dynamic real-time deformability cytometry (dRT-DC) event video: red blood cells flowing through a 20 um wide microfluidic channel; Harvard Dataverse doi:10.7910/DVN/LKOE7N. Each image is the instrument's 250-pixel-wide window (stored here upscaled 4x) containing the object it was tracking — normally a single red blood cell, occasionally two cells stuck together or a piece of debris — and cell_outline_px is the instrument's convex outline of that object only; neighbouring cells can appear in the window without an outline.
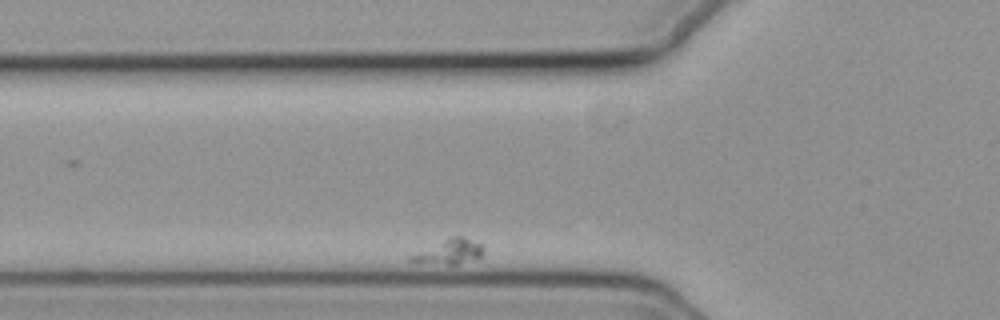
{"species": "common noctule bat (a hibernating species)", "species_latin": "Nyctalus noctula", "temperature_condition": "cold", "stored_images_in_passage": 3, "camera_frame_rate_fps": 3000, "um_per_image_px": 0.085, "animal": {"sex": "female", "body_mass_g": 19.3, "forearm_length_mm": 54.1}, "frame": {"image": 1, "passage_image": 2, "time_ms": 0.333, "image_size_px": [1000, 320], "cell_outline_px": [[484, 252], [476, 260], [456, 264], [436, 264], [408, 260], [408, 256], [448, 236], [464, 236], [480, 244], [484, 248]], "centroid_in_image_um": [38.2, 21.38], "position_along_channel_um": 87.6, "area_um2": 10.58}}